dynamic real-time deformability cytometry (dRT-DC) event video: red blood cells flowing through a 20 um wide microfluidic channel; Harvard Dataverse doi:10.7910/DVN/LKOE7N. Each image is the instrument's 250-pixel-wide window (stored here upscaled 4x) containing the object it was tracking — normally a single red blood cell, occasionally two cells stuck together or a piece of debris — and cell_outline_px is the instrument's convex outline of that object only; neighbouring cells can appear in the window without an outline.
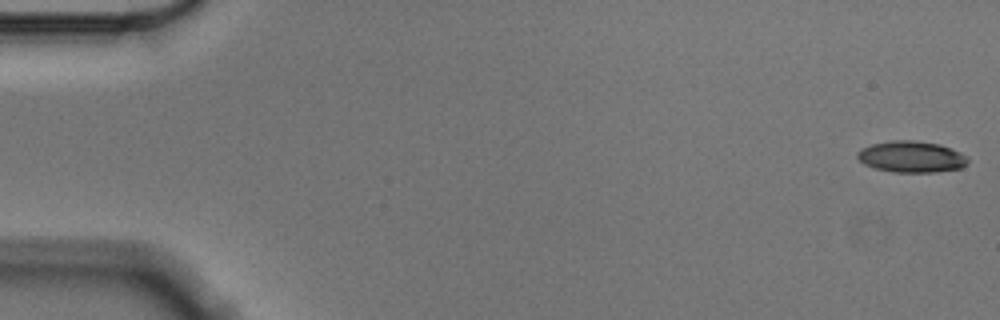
{"species": "Egyptian fruit bat (a non-hibernating species)", "species_latin": "Rousettus aegyptiacus", "temperature_condition": "cold", "stored_images_in_passage": 56, "camera_frame_rate_fps": 3000, "um_per_image_px": 0.085, "animal": {"sex": "male"}, "frame": {"image": 1, "passage_image": 1, "time_ms": 0.0, "image_size_px": [1000, 320], "cell_outline_px": [[968, 160], [960, 168], [936, 172], [896, 172], [876, 168], [864, 164], [856, 156], [856, 152], [860, 148], [872, 144], [892, 140], [912, 140], [940, 144], [952, 148], [968, 156]], "centroid_in_image_um": [77.46, 13.31], "position_along_channel_um": 7.5, "area_um2": 20.17}}
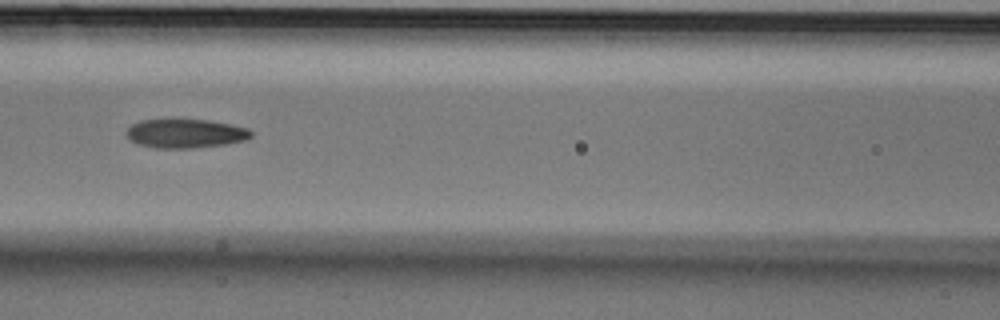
{"frame": {"image": 2, "passage_image": 25, "time_ms": 8.0, "image_size_px": [1000, 320], "cell_outline_px": [[252, 136], [244, 140], [228, 144], [192, 148], [156, 148], [140, 144], [132, 140], [124, 132], [132, 124], [140, 120], [172, 116], [180, 116], [208, 120], [232, 124], [248, 128], [252, 132]], "centroid_in_image_um": [15.75, 11.28], "position_along_channel_um": 150.9, "area_um2": 22.02}}
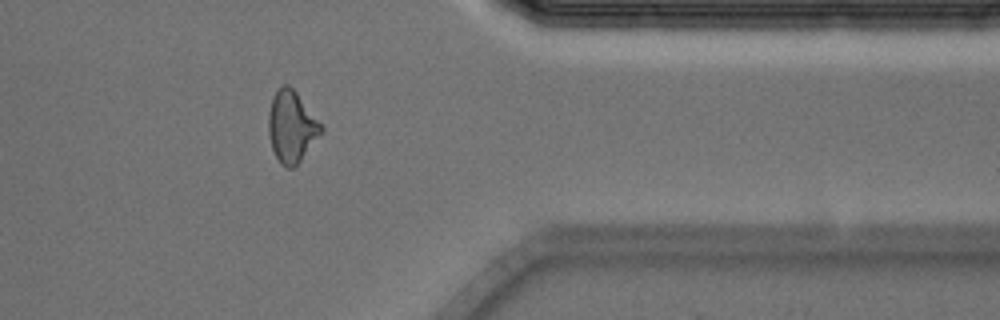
{"frame": {"image": 3, "passage_image": 46, "time_ms": 15.0, "image_size_px": [1000, 320], "cell_outline_px": [[324, 132], [300, 160], [292, 168], [288, 168], [280, 164], [272, 148], [268, 132], [268, 112], [272, 96], [284, 84], [288, 84], [296, 92], [324, 124]], "centroid_in_image_um": [24.81, 10.75], "position_along_channel_um": 386.6, "area_um2": 22.14}, "authors_computed_cell_mechanics": {"area_um2": 21.1837, "velocity_mm_per_s": 3.5569, "shape_relaxation_time_tau1_ms": 8.7621, "shape_relaxation_time_tau2_ms": 2.5276, "deformation_change_tau1": 0.2123, "deformation_change_tau2": 0.0978}}